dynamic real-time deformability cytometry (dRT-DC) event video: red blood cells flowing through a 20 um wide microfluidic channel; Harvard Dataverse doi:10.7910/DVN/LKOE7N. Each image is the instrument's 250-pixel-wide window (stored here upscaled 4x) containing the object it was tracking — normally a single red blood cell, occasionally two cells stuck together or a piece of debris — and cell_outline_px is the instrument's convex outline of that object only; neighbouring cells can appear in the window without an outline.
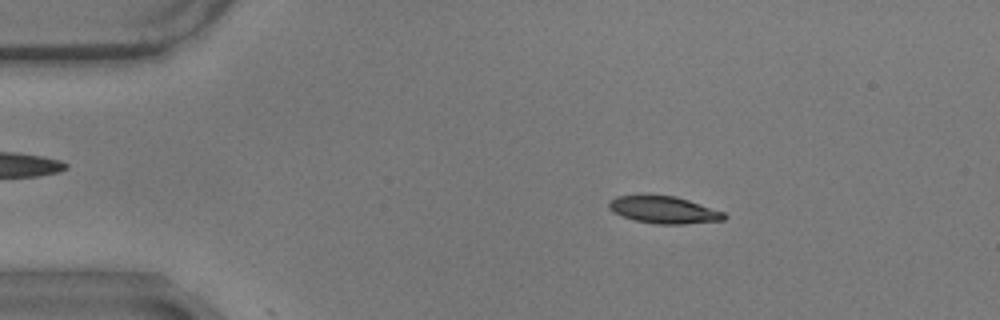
{"species": "common noctule bat (a hibernating species)", "species_latin": "Nyctalus noctula", "temperature_condition": "warm", "stored_images_in_passage": 42, "camera_frame_rate_fps": 3000, "um_per_image_px": 0.085, "animal": {"sex": "male", "body_mass_g": 17.9}, "frame": {"image": 1, "passage_image": 9, "time_ms": 2.667, "image_size_px": [1000, 320], "cell_outline_px": [[728, 216], [724, 220], [684, 224], [656, 224], [636, 220], [612, 212], [608, 208], [608, 200], [616, 196], [676, 196], [724, 212]], "centroid_in_image_um": [56.43, 17.85], "position_along_channel_um": 28.6, "area_um2": 18.03}}
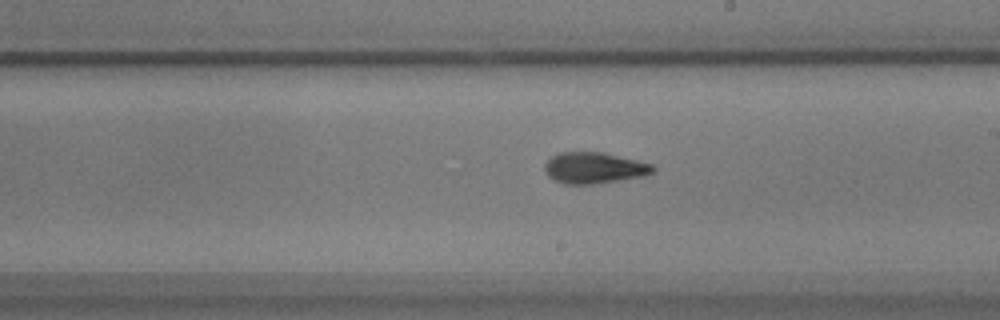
{"frame": {"image": 2, "passage_image": 22, "time_ms": 7.0, "image_size_px": [1000, 320], "cell_outline_px": [[656, 168], [652, 172], [644, 176], [592, 184], [564, 184], [548, 176], [544, 172], [544, 164], [552, 156], [560, 152], [600, 152], [636, 160], [652, 164]], "centroid_in_image_um": [50.47, 14.27], "position_along_channel_um": 238.5, "area_um2": 19.48}}
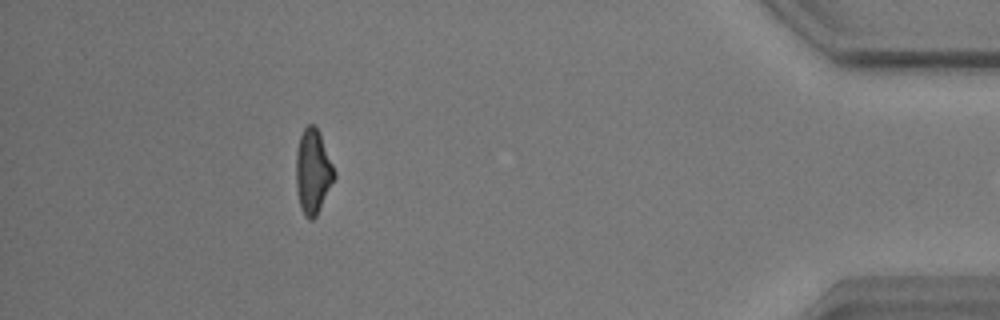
{"frame": {"image": 3, "passage_image": 41, "time_ms": 13.333, "image_size_px": [1000, 320], "cell_outline_px": [[336, 176], [316, 216], [312, 220], [308, 220], [304, 216], [300, 208], [296, 188], [296, 152], [300, 136], [304, 128], [308, 124], [316, 124], [320, 132], [336, 172]], "centroid_in_image_um": [26.59, 14.57], "position_along_channel_um": 408.6, "area_um2": 19.07}}